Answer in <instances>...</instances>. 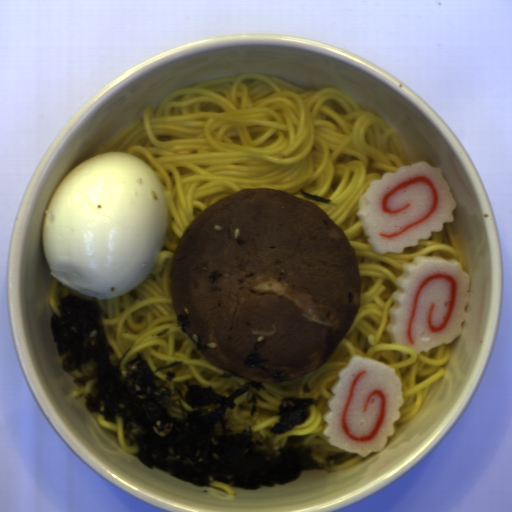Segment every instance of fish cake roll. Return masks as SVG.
Instances as JSON below:
<instances>
[{
  "label": "fish cake roll",
  "mask_w": 512,
  "mask_h": 512,
  "mask_svg": "<svg viewBox=\"0 0 512 512\" xmlns=\"http://www.w3.org/2000/svg\"><path fill=\"white\" fill-rule=\"evenodd\" d=\"M455 210L457 202L442 170L419 161L370 182L356 214L368 245L384 255L427 241L444 223L454 222Z\"/></svg>",
  "instance_id": "1"
},
{
  "label": "fish cake roll",
  "mask_w": 512,
  "mask_h": 512,
  "mask_svg": "<svg viewBox=\"0 0 512 512\" xmlns=\"http://www.w3.org/2000/svg\"><path fill=\"white\" fill-rule=\"evenodd\" d=\"M470 282V274L453 258L416 256L404 262L389 309L391 345L408 346L420 355L451 344L467 318Z\"/></svg>",
  "instance_id": "2"
},
{
  "label": "fish cake roll",
  "mask_w": 512,
  "mask_h": 512,
  "mask_svg": "<svg viewBox=\"0 0 512 512\" xmlns=\"http://www.w3.org/2000/svg\"><path fill=\"white\" fill-rule=\"evenodd\" d=\"M323 434L340 450L365 458L380 453L394 435L405 400L395 368L354 355L338 373Z\"/></svg>",
  "instance_id": "3"
}]
</instances>
